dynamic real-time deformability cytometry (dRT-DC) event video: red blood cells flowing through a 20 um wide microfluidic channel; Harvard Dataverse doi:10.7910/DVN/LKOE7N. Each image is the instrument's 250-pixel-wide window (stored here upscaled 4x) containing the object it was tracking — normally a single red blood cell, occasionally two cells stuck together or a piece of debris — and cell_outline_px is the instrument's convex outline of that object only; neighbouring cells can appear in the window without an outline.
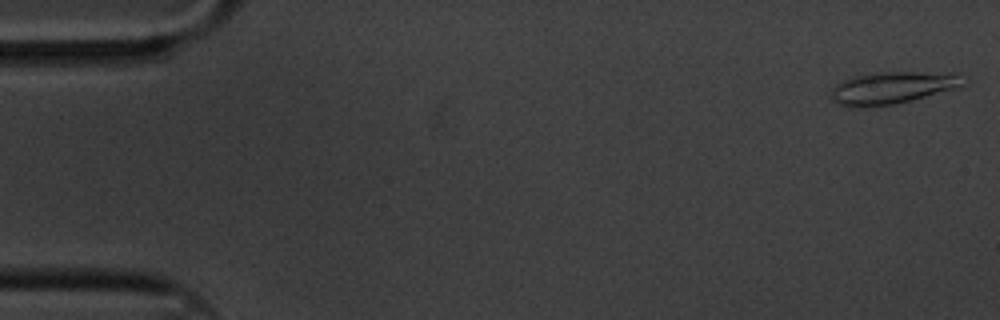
{"species": "common noctule bat (a hibernating species)", "species_latin": "Nyctalus noctula", "temperature_condition": "cold", "stored_images_in_passage": 60, "camera_frame_rate_fps": 3000, "um_per_image_px": 0.085, "animal": {"sex": "male", "body_mass_g": 20.1, "forearm_length_mm": 53.5}, "frame": {"image": 1, "passage_image": 2, "time_ms": 0.333, "image_size_px": [1000, 320], "cell_outline_px": [[968, 84], [956, 88], [892, 104], [840, 104], [832, 100], [832, 88], [844, 80], [852, 76], [880, 72], [916, 72], [956, 76]], "centroid_in_image_um": [75.81, 7.43], "position_along_channel_um": 9.2, "area_um2": 23.0}}
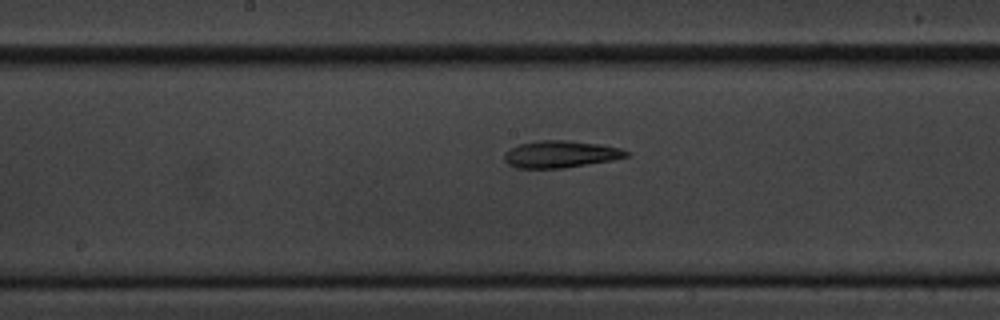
{"frame": {"image": 2, "passage_image": 31, "time_ms": 10.0, "image_size_px": [1000, 320], "cell_outline_px": [[628, 156], [612, 160], [564, 168], [516, 168], [508, 164], [504, 160], [504, 152], [520, 144], [536, 140], [568, 140], [600, 144], [620, 148], [628, 152]], "centroid_in_image_um": [47.62, 13.1], "position_along_channel_um": 200.6, "area_um2": 19.19}}
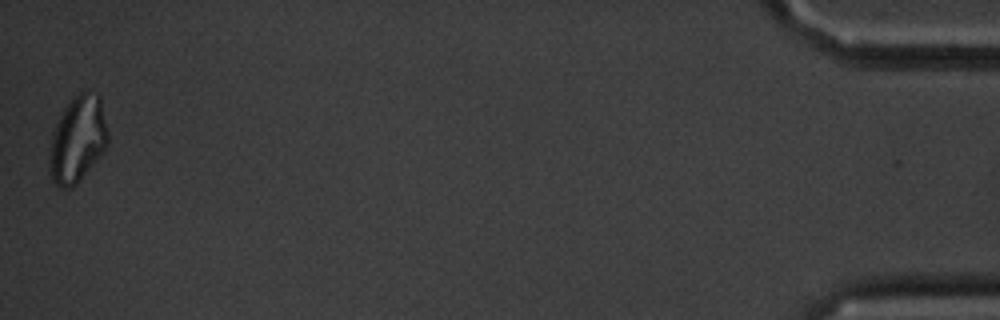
{"frame": {"image": 3, "passage_image": 60, "time_ms": 19.667, "image_size_px": [1000, 320], "cell_outline_px": [[108, 144], [80, 180], [72, 188], [60, 188], [52, 180], [48, 172], [48, 156], [52, 132], [64, 108], [80, 92], [96, 92], [100, 96], [108, 132]], "centroid_in_image_um": [6.57, 11.87], "position_along_channel_um": 428.6, "area_um2": 29.36}}